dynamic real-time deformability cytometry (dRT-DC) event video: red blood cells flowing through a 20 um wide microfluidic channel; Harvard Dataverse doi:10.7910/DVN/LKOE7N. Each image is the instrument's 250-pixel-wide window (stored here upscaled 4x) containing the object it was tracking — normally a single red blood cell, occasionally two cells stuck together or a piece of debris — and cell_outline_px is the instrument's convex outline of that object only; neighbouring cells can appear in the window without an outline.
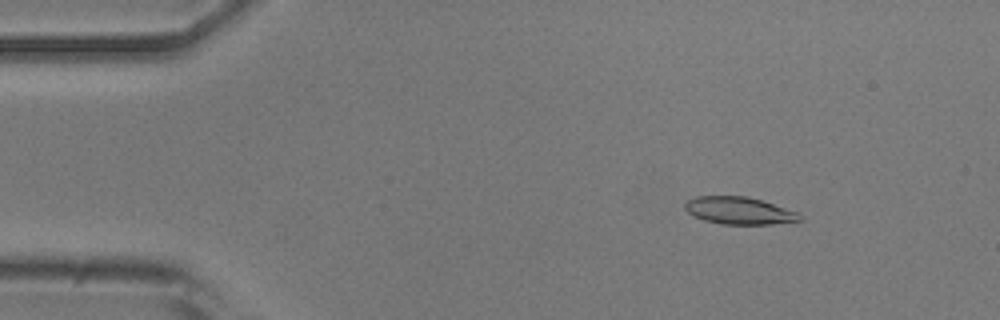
{"species": "common noctule bat (a hibernating species)", "species_latin": "Nyctalus noctula", "temperature_condition": "room temperature", "stored_images_in_passage": 52, "camera_frame_rate_fps": 3000, "um_per_image_px": 0.085, "animal": {"sex": "male", "body_mass_g": 20.5, "forearm_length_mm": 52.5}, "frame": {"image": 1, "passage_image": 6, "time_ms": 1.667, "image_size_px": [1000, 320], "cell_outline_px": [[804, 220], [772, 224], [720, 224], [704, 220], [692, 216], [684, 208], [684, 204], [688, 200], [696, 196], [744, 196], [760, 200], [796, 212]], "centroid_in_image_um": [62.77, 17.91], "position_along_channel_um": 22.2, "area_um2": 18.09}}
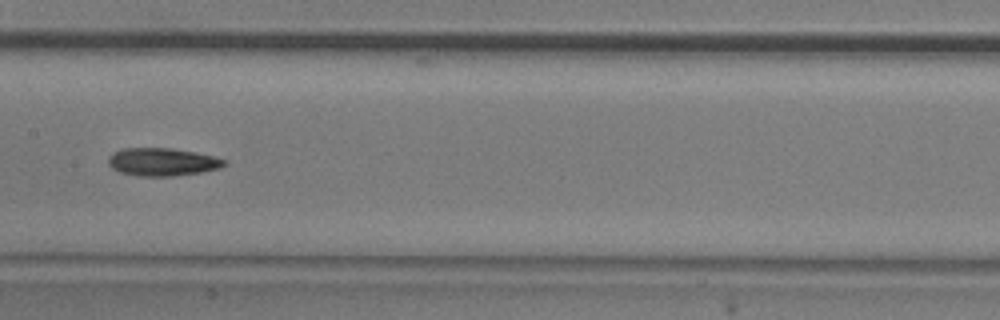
{"frame": {"image": 2, "passage_image": 25, "time_ms": 8.0, "image_size_px": [1000, 320], "cell_outline_px": [[228, 164], [220, 168], [200, 172], [176, 176], [136, 176], [120, 172], [112, 168], [108, 164], [108, 156], [112, 152], [120, 148], [172, 148], [196, 152], [228, 160]], "centroid_in_image_um": [13.79, 13.76], "position_along_channel_um": 193.6, "area_um2": 19.13}}
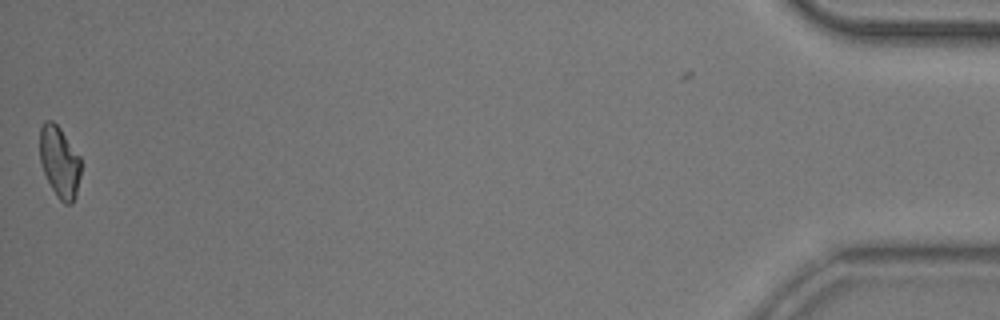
{"frame": {"image": 3, "passage_image": 51, "time_ms": 16.667, "image_size_px": [1000, 320], "cell_outline_px": [[80, 176], [76, 196], [72, 204], [64, 204], [56, 196], [44, 172], [40, 160], [40, 128], [44, 120], [52, 120], [60, 128], [80, 156]], "centroid_in_image_um": [5.06, 13.76], "position_along_channel_um": 430.1, "area_um2": 17.05}, "authors_computed_cell_mechanics": {"area_um2": 18.0914, "velocity_mm_per_s": 3.8707, "shape_relaxation_time_tau1_ms": 6.5454, "shape_relaxation_time_tau2_ms": 7.7772, "deformation_change_tau1": 0.1537, "deformation_change_tau2": 0.1553}}